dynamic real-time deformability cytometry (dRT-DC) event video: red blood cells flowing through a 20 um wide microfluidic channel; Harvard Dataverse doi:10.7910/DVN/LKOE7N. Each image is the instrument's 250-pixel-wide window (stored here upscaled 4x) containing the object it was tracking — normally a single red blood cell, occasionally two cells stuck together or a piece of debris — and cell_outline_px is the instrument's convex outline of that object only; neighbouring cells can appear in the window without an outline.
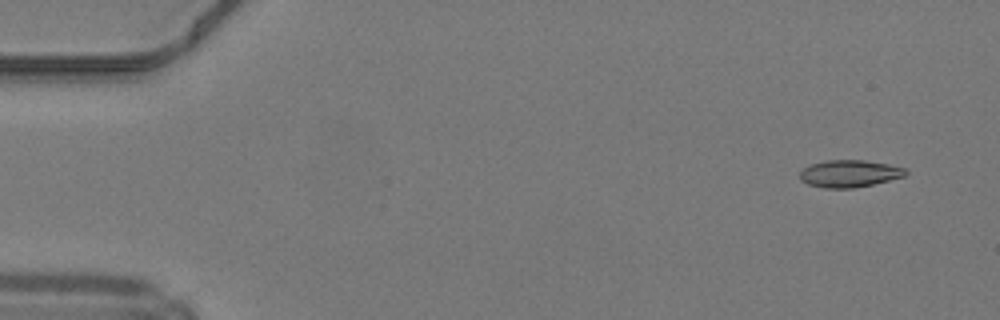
{"species": "common noctule bat (a hibernating species)", "species_latin": "Nyctalus noctula", "temperature_condition": "warm", "stored_images_in_passage": 49, "camera_frame_rate_fps": 3000, "um_per_image_px": 0.085, "animal": {"sex": "male", "body_mass_g": 19.2, "forearm_length_mm": 51.8}, "frame": {"image": 1, "passage_image": 3, "time_ms": 0.667, "image_size_px": [1000, 320], "cell_outline_px": [[908, 172], [904, 176], [872, 184], [852, 188], [824, 188], [808, 184], [800, 180], [800, 172], [804, 168], [812, 164], [824, 160], [864, 160], [888, 164], [908, 168]], "centroid_in_image_um": [72.21, 14.75], "position_along_channel_um": 12.8, "area_um2": 16.7}}
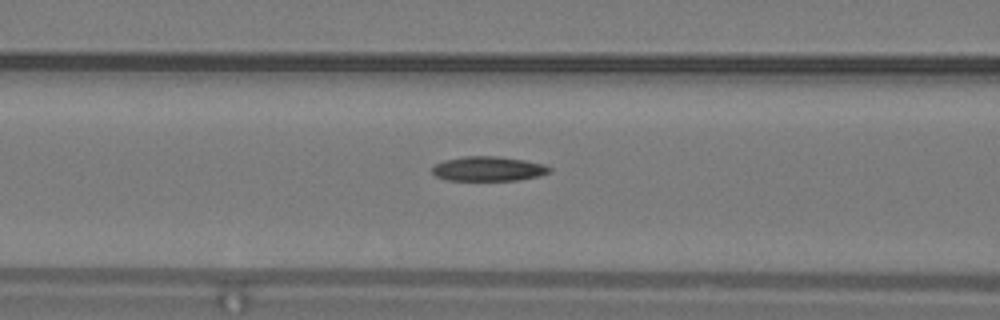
{"frame": {"image": 2, "passage_image": 20, "time_ms": 6.333, "image_size_px": [1000, 320], "cell_outline_px": [[552, 172], [540, 176], [520, 180], [448, 180], [436, 176], [432, 172], [432, 164], [444, 160], [464, 156], [496, 156], [524, 160], [544, 164], [552, 168]], "centroid_in_image_um": [41.52, 14.34], "position_along_channel_um": 125.1, "area_um2": 16.99}}
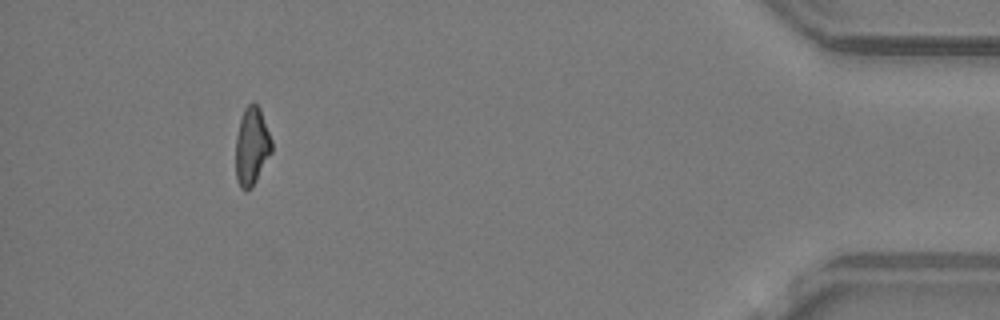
{"frame": {"image": 3, "passage_image": 45, "time_ms": 14.667, "image_size_px": [1000, 320], "cell_outline_px": [[272, 152], [252, 188], [244, 192], [240, 188], [236, 180], [236, 136], [240, 120], [244, 108], [252, 100], [260, 108], [272, 140]], "centroid_in_image_um": [21.4, 12.45], "position_along_channel_um": 413.8, "area_um2": 16.59}}